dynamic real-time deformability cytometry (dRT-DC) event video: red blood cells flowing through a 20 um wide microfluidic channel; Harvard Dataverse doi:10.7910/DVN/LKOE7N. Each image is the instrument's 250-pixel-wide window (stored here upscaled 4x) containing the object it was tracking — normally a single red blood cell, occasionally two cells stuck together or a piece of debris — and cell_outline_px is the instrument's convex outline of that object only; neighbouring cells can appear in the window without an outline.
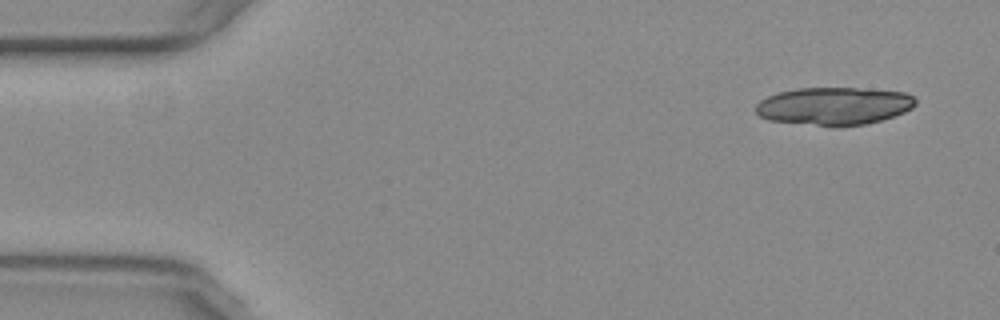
{"species": "common noctule bat (a hibernating species)", "species_latin": "Nyctalus noctula", "temperature_condition": "warm", "stored_images_in_passage": 16, "camera_frame_rate_fps": 3000, "um_per_image_px": 0.085, "animal": {"sex": "female", "body_mass_g": 29.2, "forearm_length_mm": 56.3}, "frame": {"image": 1, "passage_image": 3, "time_ms": 0.667, "image_size_px": [1000, 320], "cell_outline_px": [[916, 104], [912, 108], [904, 112], [880, 120], [864, 124], [816, 124], [768, 120], [760, 116], [756, 112], [756, 104], [760, 100], [768, 96], [780, 92], [800, 88], [860, 88], [904, 92], [912, 96], [916, 100]], "centroid_in_image_um": [70.9, 8.98], "position_along_channel_um": 14.1, "area_um2": 34.28}}